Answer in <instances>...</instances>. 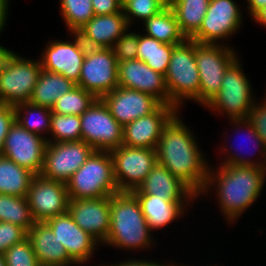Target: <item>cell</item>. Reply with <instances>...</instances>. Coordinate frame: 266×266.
<instances>
[{"instance_id":"obj_32","label":"cell","mask_w":266,"mask_h":266,"mask_svg":"<svg viewBox=\"0 0 266 266\" xmlns=\"http://www.w3.org/2000/svg\"><path fill=\"white\" fill-rule=\"evenodd\" d=\"M15 110V121H17L23 128L28 130L29 132H33L34 134L40 135L41 131L50 132L51 129V117L52 111L50 108L42 107L39 105H34L30 102L18 103L14 106ZM26 110V111H25ZM28 111V112H27ZM25 113V117H22L21 113ZM35 114H39L35 116V121H32V116ZM31 116V117H28Z\"/></svg>"},{"instance_id":"obj_48","label":"cell","mask_w":266,"mask_h":266,"mask_svg":"<svg viewBox=\"0 0 266 266\" xmlns=\"http://www.w3.org/2000/svg\"><path fill=\"white\" fill-rule=\"evenodd\" d=\"M252 18L261 25L266 26V7L259 10Z\"/></svg>"},{"instance_id":"obj_24","label":"cell","mask_w":266,"mask_h":266,"mask_svg":"<svg viewBox=\"0 0 266 266\" xmlns=\"http://www.w3.org/2000/svg\"><path fill=\"white\" fill-rule=\"evenodd\" d=\"M27 238L41 266L75 264L45 222H35L34 226L27 232Z\"/></svg>"},{"instance_id":"obj_8","label":"cell","mask_w":266,"mask_h":266,"mask_svg":"<svg viewBox=\"0 0 266 266\" xmlns=\"http://www.w3.org/2000/svg\"><path fill=\"white\" fill-rule=\"evenodd\" d=\"M82 140L95 151H112L123 145V126L112 116L101 98L80 116Z\"/></svg>"},{"instance_id":"obj_37","label":"cell","mask_w":266,"mask_h":266,"mask_svg":"<svg viewBox=\"0 0 266 266\" xmlns=\"http://www.w3.org/2000/svg\"><path fill=\"white\" fill-rule=\"evenodd\" d=\"M6 266H41L28 238L3 253Z\"/></svg>"},{"instance_id":"obj_5","label":"cell","mask_w":266,"mask_h":266,"mask_svg":"<svg viewBox=\"0 0 266 266\" xmlns=\"http://www.w3.org/2000/svg\"><path fill=\"white\" fill-rule=\"evenodd\" d=\"M165 83L169 93V105L177 110L186 98L199 102L200 78L194 40L186 39L174 46Z\"/></svg>"},{"instance_id":"obj_17","label":"cell","mask_w":266,"mask_h":266,"mask_svg":"<svg viewBox=\"0 0 266 266\" xmlns=\"http://www.w3.org/2000/svg\"><path fill=\"white\" fill-rule=\"evenodd\" d=\"M172 105L161 104L153 113L139 117L123 127V145L156 149L164 126L176 114Z\"/></svg>"},{"instance_id":"obj_30","label":"cell","mask_w":266,"mask_h":266,"mask_svg":"<svg viewBox=\"0 0 266 266\" xmlns=\"http://www.w3.org/2000/svg\"><path fill=\"white\" fill-rule=\"evenodd\" d=\"M174 46L138 34L137 59L144 61L152 70L165 76Z\"/></svg>"},{"instance_id":"obj_34","label":"cell","mask_w":266,"mask_h":266,"mask_svg":"<svg viewBox=\"0 0 266 266\" xmlns=\"http://www.w3.org/2000/svg\"><path fill=\"white\" fill-rule=\"evenodd\" d=\"M60 4L66 26L73 34L95 15L91 0H61Z\"/></svg>"},{"instance_id":"obj_19","label":"cell","mask_w":266,"mask_h":266,"mask_svg":"<svg viewBox=\"0 0 266 266\" xmlns=\"http://www.w3.org/2000/svg\"><path fill=\"white\" fill-rule=\"evenodd\" d=\"M101 99L123 127L139 117L153 113L162 104L150 94L120 86Z\"/></svg>"},{"instance_id":"obj_11","label":"cell","mask_w":266,"mask_h":266,"mask_svg":"<svg viewBox=\"0 0 266 266\" xmlns=\"http://www.w3.org/2000/svg\"><path fill=\"white\" fill-rule=\"evenodd\" d=\"M47 142L40 175L63 183H66L95 151L83 140L52 143V139H47Z\"/></svg>"},{"instance_id":"obj_44","label":"cell","mask_w":266,"mask_h":266,"mask_svg":"<svg viewBox=\"0 0 266 266\" xmlns=\"http://www.w3.org/2000/svg\"><path fill=\"white\" fill-rule=\"evenodd\" d=\"M15 53L10 50L0 46V74L5 70L8 62L14 56Z\"/></svg>"},{"instance_id":"obj_6","label":"cell","mask_w":266,"mask_h":266,"mask_svg":"<svg viewBox=\"0 0 266 266\" xmlns=\"http://www.w3.org/2000/svg\"><path fill=\"white\" fill-rule=\"evenodd\" d=\"M235 51L220 44L195 42V59L200 78L199 103L206 105L222 86L227 68L237 59Z\"/></svg>"},{"instance_id":"obj_14","label":"cell","mask_w":266,"mask_h":266,"mask_svg":"<svg viewBox=\"0 0 266 266\" xmlns=\"http://www.w3.org/2000/svg\"><path fill=\"white\" fill-rule=\"evenodd\" d=\"M26 198L35 222H45L67 213L68 210L66 183L41 175L34 176Z\"/></svg>"},{"instance_id":"obj_35","label":"cell","mask_w":266,"mask_h":266,"mask_svg":"<svg viewBox=\"0 0 266 266\" xmlns=\"http://www.w3.org/2000/svg\"><path fill=\"white\" fill-rule=\"evenodd\" d=\"M54 142L82 140L81 119L79 115H63L52 112L51 129Z\"/></svg>"},{"instance_id":"obj_23","label":"cell","mask_w":266,"mask_h":266,"mask_svg":"<svg viewBox=\"0 0 266 266\" xmlns=\"http://www.w3.org/2000/svg\"><path fill=\"white\" fill-rule=\"evenodd\" d=\"M128 27L122 10L110 15H94L76 34L86 47L111 48Z\"/></svg>"},{"instance_id":"obj_7","label":"cell","mask_w":266,"mask_h":266,"mask_svg":"<svg viewBox=\"0 0 266 266\" xmlns=\"http://www.w3.org/2000/svg\"><path fill=\"white\" fill-rule=\"evenodd\" d=\"M251 90L250 82L236 59L227 68L218 93L206 106L211 110L226 112L231 120L247 119L256 103L252 100Z\"/></svg>"},{"instance_id":"obj_13","label":"cell","mask_w":266,"mask_h":266,"mask_svg":"<svg viewBox=\"0 0 266 266\" xmlns=\"http://www.w3.org/2000/svg\"><path fill=\"white\" fill-rule=\"evenodd\" d=\"M47 143V138L29 132L15 121L5 137L2 156L40 175Z\"/></svg>"},{"instance_id":"obj_26","label":"cell","mask_w":266,"mask_h":266,"mask_svg":"<svg viewBox=\"0 0 266 266\" xmlns=\"http://www.w3.org/2000/svg\"><path fill=\"white\" fill-rule=\"evenodd\" d=\"M75 86L63 75L42 69L29 102L51 109L58 98Z\"/></svg>"},{"instance_id":"obj_28","label":"cell","mask_w":266,"mask_h":266,"mask_svg":"<svg viewBox=\"0 0 266 266\" xmlns=\"http://www.w3.org/2000/svg\"><path fill=\"white\" fill-rule=\"evenodd\" d=\"M210 0H168L182 33L191 39L199 30Z\"/></svg>"},{"instance_id":"obj_39","label":"cell","mask_w":266,"mask_h":266,"mask_svg":"<svg viewBox=\"0 0 266 266\" xmlns=\"http://www.w3.org/2000/svg\"><path fill=\"white\" fill-rule=\"evenodd\" d=\"M27 238V231L21 226L0 222V254H3L11 246L22 242Z\"/></svg>"},{"instance_id":"obj_31","label":"cell","mask_w":266,"mask_h":266,"mask_svg":"<svg viewBox=\"0 0 266 266\" xmlns=\"http://www.w3.org/2000/svg\"><path fill=\"white\" fill-rule=\"evenodd\" d=\"M0 222H8L24 228L27 232L35 220L26 197L0 194Z\"/></svg>"},{"instance_id":"obj_49","label":"cell","mask_w":266,"mask_h":266,"mask_svg":"<svg viewBox=\"0 0 266 266\" xmlns=\"http://www.w3.org/2000/svg\"><path fill=\"white\" fill-rule=\"evenodd\" d=\"M0 266H6L3 254H0Z\"/></svg>"},{"instance_id":"obj_43","label":"cell","mask_w":266,"mask_h":266,"mask_svg":"<svg viewBox=\"0 0 266 266\" xmlns=\"http://www.w3.org/2000/svg\"><path fill=\"white\" fill-rule=\"evenodd\" d=\"M234 123V127H238L240 126L242 123V125L246 126V128L248 129V135H250V137H252V139L257 143V147L260 146V151L262 148V152L261 154L264 155V157L266 158V147L264 145V142L262 140V138L257 134L256 130L254 129L253 125L251 124V122L248 119H232V121ZM255 144V143H254Z\"/></svg>"},{"instance_id":"obj_46","label":"cell","mask_w":266,"mask_h":266,"mask_svg":"<svg viewBox=\"0 0 266 266\" xmlns=\"http://www.w3.org/2000/svg\"><path fill=\"white\" fill-rule=\"evenodd\" d=\"M249 13L253 17L259 10L266 7V0H248Z\"/></svg>"},{"instance_id":"obj_38","label":"cell","mask_w":266,"mask_h":266,"mask_svg":"<svg viewBox=\"0 0 266 266\" xmlns=\"http://www.w3.org/2000/svg\"><path fill=\"white\" fill-rule=\"evenodd\" d=\"M138 34L126 32L112 45L117 62L137 59Z\"/></svg>"},{"instance_id":"obj_27","label":"cell","mask_w":266,"mask_h":266,"mask_svg":"<svg viewBox=\"0 0 266 266\" xmlns=\"http://www.w3.org/2000/svg\"><path fill=\"white\" fill-rule=\"evenodd\" d=\"M146 36L162 43L177 45L187 38L182 33L172 8L167 5L158 14L144 21Z\"/></svg>"},{"instance_id":"obj_4","label":"cell","mask_w":266,"mask_h":266,"mask_svg":"<svg viewBox=\"0 0 266 266\" xmlns=\"http://www.w3.org/2000/svg\"><path fill=\"white\" fill-rule=\"evenodd\" d=\"M69 199H95L119 193L109 151H94L66 182Z\"/></svg>"},{"instance_id":"obj_41","label":"cell","mask_w":266,"mask_h":266,"mask_svg":"<svg viewBox=\"0 0 266 266\" xmlns=\"http://www.w3.org/2000/svg\"><path fill=\"white\" fill-rule=\"evenodd\" d=\"M15 122L14 106L0 104V156H2L5 137Z\"/></svg>"},{"instance_id":"obj_16","label":"cell","mask_w":266,"mask_h":266,"mask_svg":"<svg viewBox=\"0 0 266 266\" xmlns=\"http://www.w3.org/2000/svg\"><path fill=\"white\" fill-rule=\"evenodd\" d=\"M74 37L73 43L57 40L49 43L40 62L42 69L63 75L77 84L87 47L76 33Z\"/></svg>"},{"instance_id":"obj_3","label":"cell","mask_w":266,"mask_h":266,"mask_svg":"<svg viewBox=\"0 0 266 266\" xmlns=\"http://www.w3.org/2000/svg\"><path fill=\"white\" fill-rule=\"evenodd\" d=\"M137 198L131 192L110 197V231L104 243L118 248L151 246V233Z\"/></svg>"},{"instance_id":"obj_12","label":"cell","mask_w":266,"mask_h":266,"mask_svg":"<svg viewBox=\"0 0 266 266\" xmlns=\"http://www.w3.org/2000/svg\"><path fill=\"white\" fill-rule=\"evenodd\" d=\"M110 154L119 192L137 189L157 163L155 149L121 145Z\"/></svg>"},{"instance_id":"obj_21","label":"cell","mask_w":266,"mask_h":266,"mask_svg":"<svg viewBox=\"0 0 266 266\" xmlns=\"http://www.w3.org/2000/svg\"><path fill=\"white\" fill-rule=\"evenodd\" d=\"M45 223L51 228L75 264H82L89 260L98 242L80 228L68 212L48 219Z\"/></svg>"},{"instance_id":"obj_1","label":"cell","mask_w":266,"mask_h":266,"mask_svg":"<svg viewBox=\"0 0 266 266\" xmlns=\"http://www.w3.org/2000/svg\"><path fill=\"white\" fill-rule=\"evenodd\" d=\"M235 155L229 154L228 159L224 160L225 162L220 165L218 171L216 170L215 175V172L212 169L210 171L209 168L207 183L203 191L207 192L209 185H217L218 204L223 215L231 222L240 217L242 212L256 201L263 189L266 176L265 161L255 163L243 156L239 157V154L235 153Z\"/></svg>"},{"instance_id":"obj_42","label":"cell","mask_w":266,"mask_h":266,"mask_svg":"<svg viewBox=\"0 0 266 266\" xmlns=\"http://www.w3.org/2000/svg\"><path fill=\"white\" fill-rule=\"evenodd\" d=\"M95 15H110L122 11V0H91Z\"/></svg>"},{"instance_id":"obj_29","label":"cell","mask_w":266,"mask_h":266,"mask_svg":"<svg viewBox=\"0 0 266 266\" xmlns=\"http://www.w3.org/2000/svg\"><path fill=\"white\" fill-rule=\"evenodd\" d=\"M35 174L0 156V194L27 197Z\"/></svg>"},{"instance_id":"obj_25","label":"cell","mask_w":266,"mask_h":266,"mask_svg":"<svg viewBox=\"0 0 266 266\" xmlns=\"http://www.w3.org/2000/svg\"><path fill=\"white\" fill-rule=\"evenodd\" d=\"M132 194L137 198L150 230L165 227L184 213V202L163 200L143 193Z\"/></svg>"},{"instance_id":"obj_10","label":"cell","mask_w":266,"mask_h":266,"mask_svg":"<svg viewBox=\"0 0 266 266\" xmlns=\"http://www.w3.org/2000/svg\"><path fill=\"white\" fill-rule=\"evenodd\" d=\"M41 71L40 61L14 54L0 74V104L15 106L29 102Z\"/></svg>"},{"instance_id":"obj_33","label":"cell","mask_w":266,"mask_h":266,"mask_svg":"<svg viewBox=\"0 0 266 266\" xmlns=\"http://www.w3.org/2000/svg\"><path fill=\"white\" fill-rule=\"evenodd\" d=\"M96 99L93 94L76 85L56 100L51 111L55 114L81 116Z\"/></svg>"},{"instance_id":"obj_36","label":"cell","mask_w":266,"mask_h":266,"mask_svg":"<svg viewBox=\"0 0 266 266\" xmlns=\"http://www.w3.org/2000/svg\"><path fill=\"white\" fill-rule=\"evenodd\" d=\"M167 5L168 0H122V10L129 27L134 21L132 16L145 21L158 14Z\"/></svg>"},{"instance_id":"obj_9","label":"cell","mask_w":266,"mask_h":266,"mask_svg":"<svg viewBox=\"0 0 266 266\" xmlns=\"http://www.w3.org/2000/svg\"><path fill=\"white\" fill-rule=\"evenodd\" d=\"M76 85L96 98H102L118 87V62L111 48L87 47Z\"/></svg>"},{"instance_id":"obj_18","label":"cell","mask_w":266,"mask_h":266,"mask_svg":"<svg viewBox=\"0 0 266 266\" xmlns=\"http://www.w3.org/2000/svg\"><path fill=\"white\" fill-rule=\"evenodd\" d=\"M110 197L68 201L67 212L97 242L104 243L110 231Z\"/></svg>"},{"instance_id":"obj_15","label":"cell","mask_w":266,"mask_h":266,"mask_svg":"<svg viewBox=\"0 0 266 266\" xmlns=\"http://www.w3.org/2000/svg\"><path fill=\"white\" fill-rule=\"evenodd\" d=\"M239 11L233 0H210L202 24L191 39L197 43L219 44V39L228 38L240 27Z\"/></svg>"},{"instance_id":"obj_2","label":"cell","mask_w":266,"mask_h":266,"mask_svg":"<svg viewBox=\"0 0 266 266\" xmlns=\"http://www.w3.org/2000/svg\"><path fill=\"white\" fill-rule=\"evenodd\" d=\"M194 138L175 114L164 126L155 150L157 163L165 166L200 196L207 183L209 167Z\"/></svg>"},{"instance_id":"obj_47","label":"cell","mask_w":266,"mask_h":266,"mask_svg":"<svg viewBox=\"0 0 266 266\" xmlns=\"http://www.w3.org/2000/svg\"><path fill=\"white\" fill-rule=\"evenodd\" d=\"M8 1L9 0H0V32L3 30L4 23H6L9 6Z\"/></svg>"},{"instance_id":"obj_20","label":"cell","mask_w":266,"mask_h":266,"mask_svg":"<svg viewBox=\"0 0 266 266\" xmlns=\"http://www.w3.org/2000/svg\"><path fill=\"white\" fill-rule=\"evenodd\" d=\"M118 86L150 94L162 104L169 105L165 76L152 70L142 60L118 63Z\"/></svg>"},{"instance_id":"obj_45","label":"cell","mask_w":266,"mask_h":266,"mask_svg":"<svg viewBox=\"0 0 266 266\" xmlns=\"http://www.w3.org/2000/svg\"><path fill=\"white\" fill-rule=\"evenodd\" d=\"M111 266H173V265H160L158 263H155L154 261H144V260H130V261H126V262H122L120 264L117 265H111Z\"/></svg>"},{"instance_id":"obj_40","label":"cell","mask_w":266,"mask_h":266,"mask_svg":"<svg viewBox=\"0 0 266 266\" xmlns=\"http://www.w3.org/2000/svg\"><path fill=\"white\" fill-rule=\"evenodd\" d=\"M247 119L262 138L266 147V102L259 104V106L254 104Z\"/></svg>"},{"instance_id":"obj_22","label":"cell","mask_w":266,"mask_h":266,"mask_svg":"<svg viewBox=\"0 0 266 266\" xmlns=\"http://www.w3.org/2000/svg\"><path fill=\"white\" fill-rule=\"evenodd\" d=\"M131 193L159 196L163 200L186 202L198 195L181 179L174 176L165 166L156 163L144 181Z\"/></svg>"}]
</instances>
